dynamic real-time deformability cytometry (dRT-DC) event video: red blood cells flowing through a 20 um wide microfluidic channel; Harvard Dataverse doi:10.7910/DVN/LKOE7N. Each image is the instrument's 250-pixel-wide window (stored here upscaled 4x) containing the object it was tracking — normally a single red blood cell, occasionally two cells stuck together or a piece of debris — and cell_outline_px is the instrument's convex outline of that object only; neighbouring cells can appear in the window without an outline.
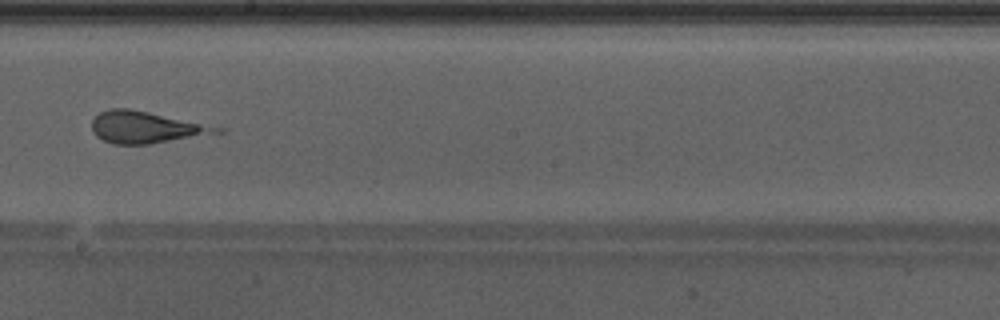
{"species": "Egyptian fruit bat (a non-hibernating species)", "species_latin": "Rousettus aegyptiacus", "temperature_condition": "warm", "stored_images_in_passage": 48, "camera_frame_rate_fps": 3000, "um_per_image_px": 0.085, "animal": {"sex": "male"}, "frame": {"image": 1, "passage_image": 28, "time_ms": 9.0, "image_size_px": [1000, 320], "cell_outline_px": [[228, 128], [224, 132], [148, 144], [112, 144], [96, 136], [92, 132], [92, 120], [100, 112], [108, 108], [128, 108]], "centroid_in_image_um": [12.42, 10.82], "position_along_channel_um": 235.8, "area_um2": 23.12}}